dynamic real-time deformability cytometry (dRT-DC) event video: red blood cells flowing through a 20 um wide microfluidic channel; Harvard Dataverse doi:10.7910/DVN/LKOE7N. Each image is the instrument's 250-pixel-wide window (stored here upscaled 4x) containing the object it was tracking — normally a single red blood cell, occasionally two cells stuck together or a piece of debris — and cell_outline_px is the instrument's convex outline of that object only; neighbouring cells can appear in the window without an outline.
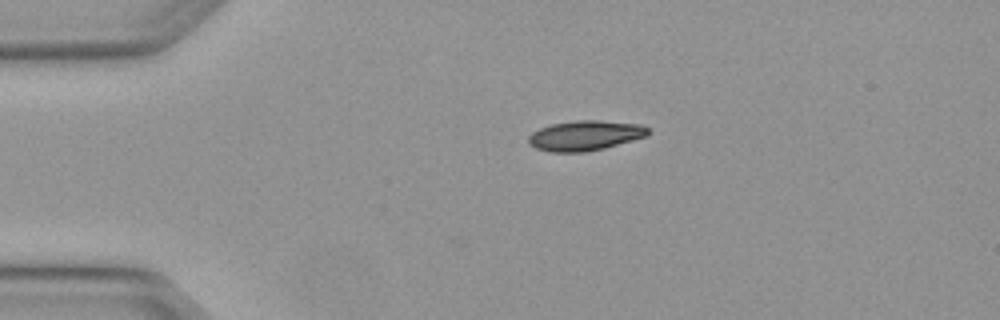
{"species": "Egyptian fruit bat (a non-hibernating species)", "species_latin": "Rousettus aegyptiacus", "temperature_condition": "warm", "stored_images_in_passage": 3, "camera_frame_rate_fps": 3000, "um_per_image_px": 0.085, "animal": {"sex": "female"}, "frame": {"image": 1, "passage_image": 3, "time_ms": 0.667, "image_size_px": [1000, 320], "cell_outline_px": [[648, 132], [644, 136], [632, 140], [604, 148], [584, 152], [548, 152], [536, 148], [528, 144], [528, 136], [532, 132], [540, 128], [552, 124], [576, 120], [600, 120], [640, 124], [648, 128]], "centroid_in_image_um": [49.67, 11.52], "position_along_channel_um": 35.3, "area_um2": 20.81}}